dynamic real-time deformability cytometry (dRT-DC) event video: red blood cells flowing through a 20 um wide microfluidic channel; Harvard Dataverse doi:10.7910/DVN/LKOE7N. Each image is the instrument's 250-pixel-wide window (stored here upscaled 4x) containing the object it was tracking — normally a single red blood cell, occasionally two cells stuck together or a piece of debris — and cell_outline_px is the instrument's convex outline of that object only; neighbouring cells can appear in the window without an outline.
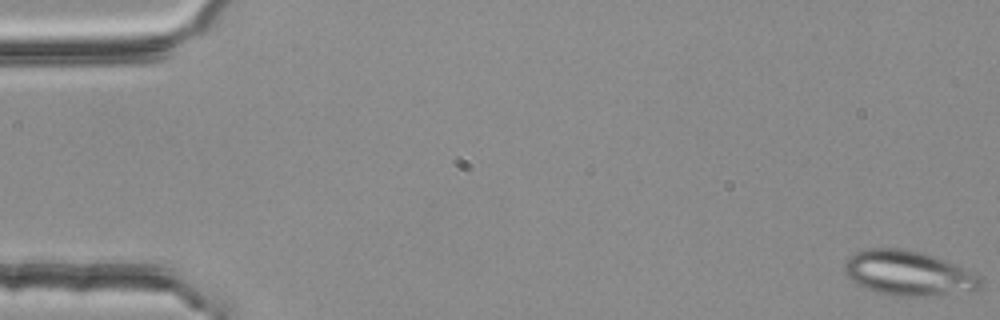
{"species": "common noctule bat (a hibernating species)", "species_latin": "Nyctalus noctula", "temperature_condition": "room temperature", "stored_images_in_passage": 4, "camera_frame_rate_fps": 3000, "um_per_image_px": 0.085, "animal": {"sex": "female", "body_mass_g": 25.1}, "frame": {"image": 1, "passage_image": 1, "time_ms": 0.0, "image_size_px": [1000, 320], "cell_outline_px": [[984, 284], [976, 292], [924, 296], [900, 296], [880, 292], [868, 288], [852, 280], [844, 272], [844, 264], [848, 256], [864, 248], [908, 248], [924, 252], [944, 260], [980, 276], [984, 280]], "centroid_in_image_um": [77.27, 23.21], "position_along_channel_um": 7.7, "area_um2": 35.72}}